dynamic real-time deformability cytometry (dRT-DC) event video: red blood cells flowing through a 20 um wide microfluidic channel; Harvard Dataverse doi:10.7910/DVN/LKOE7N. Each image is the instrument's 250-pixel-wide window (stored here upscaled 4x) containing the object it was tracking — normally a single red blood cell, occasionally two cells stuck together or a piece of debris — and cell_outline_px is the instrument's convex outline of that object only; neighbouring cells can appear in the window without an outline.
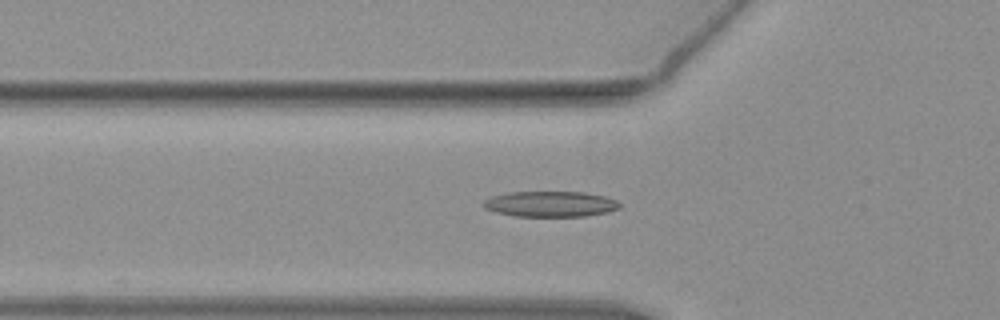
{"species": "common noctule bat (a hibernating species)", "species_latin": "Nyctalus noctula", "temperature_condition": "warm", "stored_images_in_passage": 46, "camera_frame_rate_fps": 3000, "um_per_image_px": 0.085, "animal": {"sex": "female", "body_mass_g": 19.3, "forearm_length_mm": 54.1}, "frame": {"image": 1, "passage_image": 15, "time_ms": 4.667, "image_size_px": [1000, 320], "cell_outline_px": [[620, 208], [608, 212], [584, 216], [516, 216], [496, 212], [484, 208], [480, 204], [484, 200], [492, 196], [508, 192], [584, 192], [604, 196], [616, 200], [620, 204]], "centroid_in_image_um": [46.76, 17.34], "position_along_channel_um": 79.0, "area_um2": 20.35}}
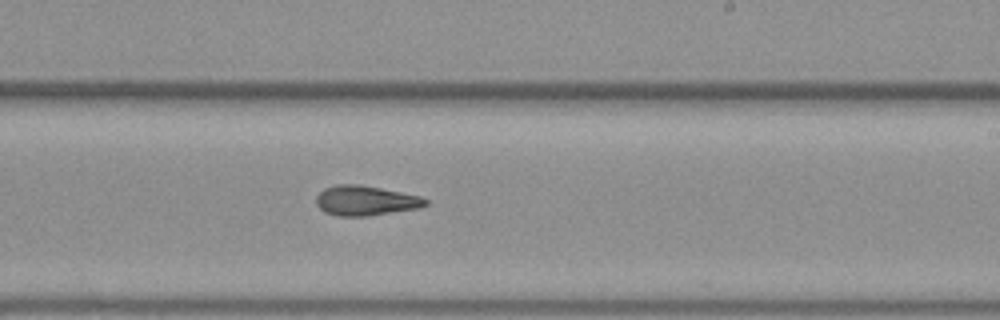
{"frame": {"image": 2, "passage_image": 29, "time_ms": 9.333, "image_size_px": [1000, 320], "cell_outline_px": [[428, 204], [420, 208], [368, 216], [336, 216], [324, 212], [316, 204], [316, 196], [324, 188], [336, 184], [360, 184], [420, 196], [428, 200]], "centroid_in_image_um": [31.05, 17.05], "position_along_channel_um": 257.9, "area_um2": 19.13}}
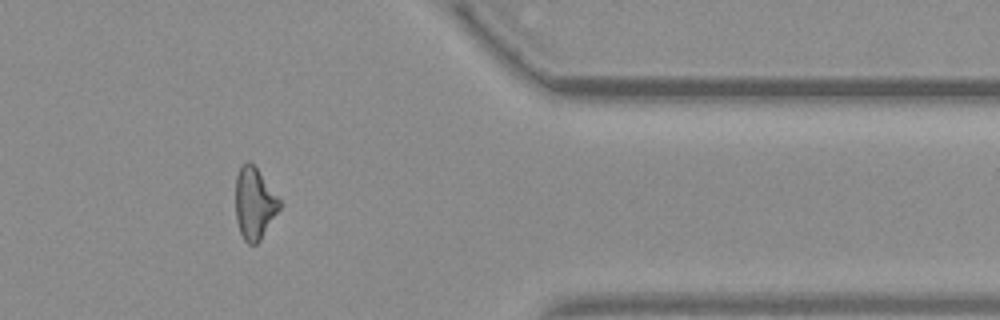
{"frame": {"image": 3, "passage_image": 41, "time_ms": 13.333, "image_size_px": [1000, 320], "cell_outline_px": [[280, 208], [260, 240], [256, 244], [248, 244], [244, 240], [240, 232], [236, 220], [236, 176], [240, 168], [248, 160], [256, 168], [280, 200]], "centroid_in_image_um": [21.61, 17.32], "position_along_channel_um": 389.8, "area_um2": 17.98}, "authors_computed_cell_mechanics": {"area_um2": 19.1607, "velocity_mm_per_s": 3.8108, "shape_relaxation_time_tau1_ms": 6.5152, "shape_relaxation_time_tau2_ms": 4.3307, "deformation_change_tau1": 0.1894, "deformation_change_tau2": 0.1511}}